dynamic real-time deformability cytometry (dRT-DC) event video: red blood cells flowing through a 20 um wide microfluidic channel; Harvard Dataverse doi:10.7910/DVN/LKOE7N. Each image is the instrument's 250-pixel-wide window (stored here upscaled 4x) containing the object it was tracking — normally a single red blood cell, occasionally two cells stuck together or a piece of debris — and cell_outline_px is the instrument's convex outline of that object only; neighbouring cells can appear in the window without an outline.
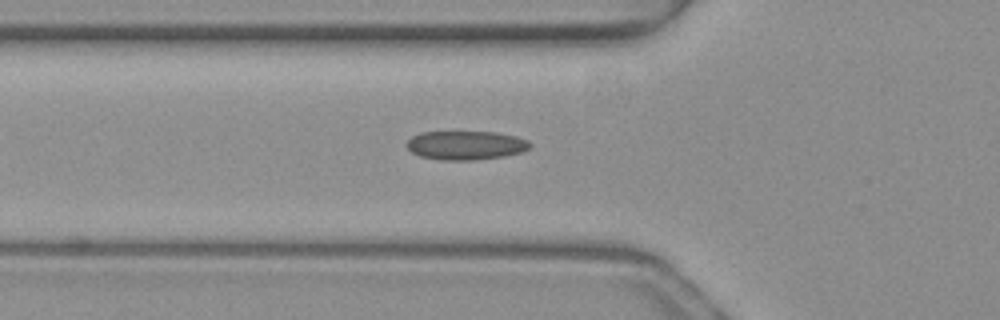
{"species": "common noctule bat (a hibernating species)", "species_latin": "Nyctalus noctula", "temperature_condition": "warm", "stored_images_in_passage": 5, "camera_frame_rate_fps": 3000, "um_per_image_px": 0.085, "animal": {"sex": "female", "body_mass_g": 19.3, "forearm_length_mm": 54.1}, "frame": {"image": 1, "passage_image": 3, "time_ms": 0.667, "image_size_px": [1000, 320], "cell_outline_px": [[532, 148], [524, 152], [504, 156], [476, 160], [440, 160], [420, 156], [412, 152], [404, 144], [412, 136], [420, 132], [496, 132], [516, 136], [528, 140], [532, 144]], "centroid_in_image_um": [39.62, 12.35], "position_along_channel_um": 86.2, "area_um2": 21.04}}